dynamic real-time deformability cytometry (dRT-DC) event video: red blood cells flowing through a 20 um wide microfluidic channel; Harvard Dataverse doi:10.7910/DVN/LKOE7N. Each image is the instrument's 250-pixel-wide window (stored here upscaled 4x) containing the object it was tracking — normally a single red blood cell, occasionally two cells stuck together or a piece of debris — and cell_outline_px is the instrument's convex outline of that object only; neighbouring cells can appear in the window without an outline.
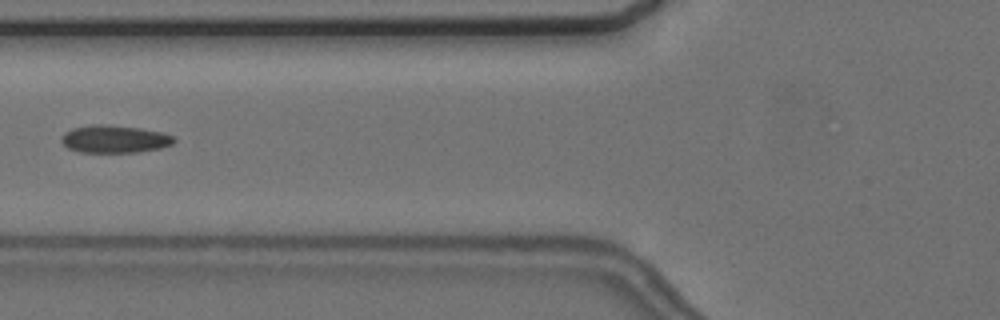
{"species": "common noctule bat (a hibernating species)", "species_latin": "Nyctalus noctula", "temperature_condition": "cold", "stored_images_in_passage": 10, "camera_frame_rate_fps": 3000, "um_per_image_px": 0.085, "animal": {"sex": "female", "body_mass_g": 24.6, "forearm_length_mm": 56.2}, "frame": {"image": 1, "passage_image": 7, "time_ms": 7.0, "image_size_px": [1000, 320], "cell_outline_px": [[176, 140], [172, 144], [160, 148], [140, 152], [80, 152], [68, 148], [60, 140], [64, 132], [72, 128], [92, 124], [100, 124], [140, 128], [164, 132], [172, 136]], "centroid_in_image_um": [9.73, 11.82], "position_along_channel_um": 116.1, "area_um2": 18.15}}